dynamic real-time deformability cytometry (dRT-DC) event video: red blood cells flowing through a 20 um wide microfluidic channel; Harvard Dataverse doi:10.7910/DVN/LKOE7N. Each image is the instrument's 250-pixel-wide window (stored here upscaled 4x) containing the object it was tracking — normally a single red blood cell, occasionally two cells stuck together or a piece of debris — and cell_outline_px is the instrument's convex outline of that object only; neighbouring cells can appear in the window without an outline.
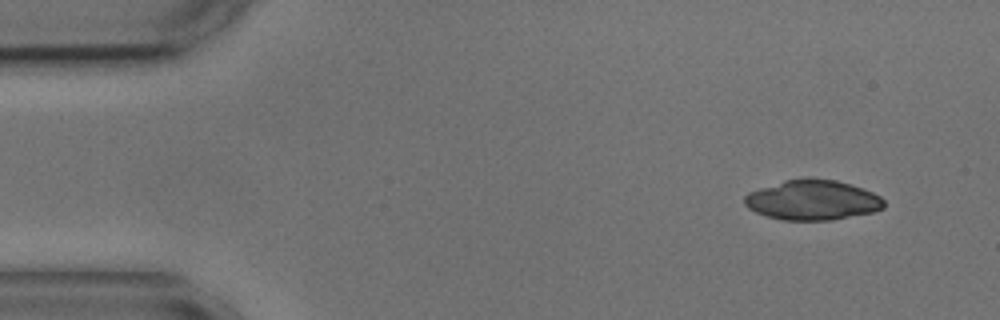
{"species": "common noctule bat (a hibernating species)", "species_latin": "Nyctalus noctula", "temperature_condition": "cold", "stored_images_in_passage": 4, "segment_of_instrument_passage": [2, 2], "camera_frame_rate_fps": 3000, "um_per_image_px": 0.085, "animal": {"sex": "male", "body_mass_g": 17.9, "forearm_length_mm": 54.2}, "frame": {"image": 1, "passage_image": 4, "time_ms": 5.0, "image_size_px": [1000, 320], "cell_outline_px": [[884, 208], [872, 212], [832, 220], [780, 220], [756, 212], [748, 208], [744, 204], [744, 196], [748, 192], [784, 180], [804, 176], [812, 176], [836, 180], [864, 188], [880, 196], [884, 200]], "centroid_in_image_um": [69.06, 16.98], "position_along_channel_um": 15.9, "area_um2": 32.95}}